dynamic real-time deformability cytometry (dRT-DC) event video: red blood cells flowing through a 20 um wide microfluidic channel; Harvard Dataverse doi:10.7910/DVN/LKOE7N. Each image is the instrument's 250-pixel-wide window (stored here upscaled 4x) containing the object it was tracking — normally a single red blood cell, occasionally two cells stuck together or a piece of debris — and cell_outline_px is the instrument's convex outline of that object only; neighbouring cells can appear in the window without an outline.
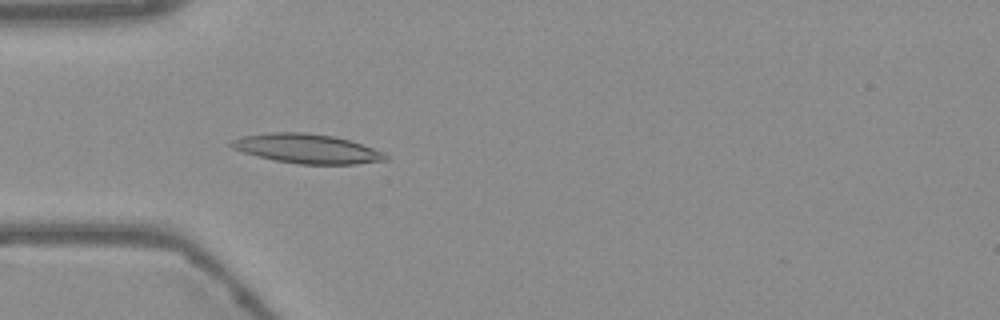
{"species": "Egyptian fruit bat (a non-hibernating species)", "species_latin": "Rousettus aegyptiacus", "temperature_condition": "warm", "stored_images_in_passage": 54, "camera_frame_rate_fps": 3000, "um_per_image_px": 0.085, "frame": {"image": 1, "passage_image": 16, "time_ms": 5.0, "image_size_px": [1000, 320], "cell_outline_px": [[388, 160], [356, 164], [300, 164], [272, 160], [256, 156], [232, 148], [228, 144], [232, 140], [240, 136], [268, 132], [308, 132], [332, 136], [348, 140], [384, 152], [388, 156]], "centroid_in_image_um": [26.05, 12.63], "position_along_channel_um": 59.0, "area_um2": 26.47}}
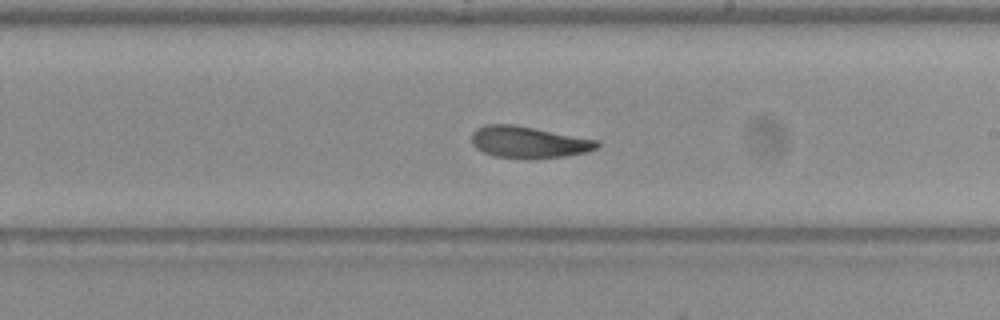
{"frame": {"image": 2, "passage_image": 31, "time_ms": 10.0, "image_size_px": [1000, 320], "cell_outline_px": [[600, 144], [596, 148], [588, 152], [564, 156], [536, 160], [532, 160], [496, 156], [484, 152], [476, 148], [472, 144], [472, 132], [476, 128], [484, 124], [512, 124], [600, 140]], "centroid_in_image_um": [44.94, 12.09], "position_along_channel_um": 244.1, "area_um2": 23.47}}
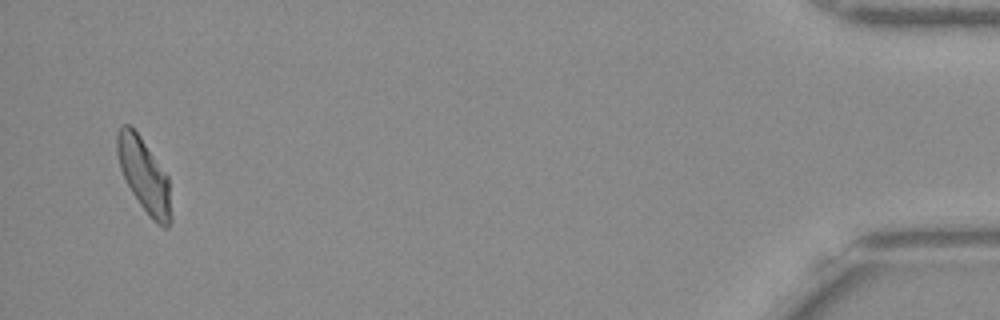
{"frame": {"image": 3, "passage_image": 52, "time_ms": 17.0, "image_size_px": [1000, 320], "cell_outline_px": [[172, 220], [168, 228], [164, 228], [140, 204], [132, 192], [120, 168], [116, 152], [116, 132], [124, 124], [128, 124], [140, 136], [168, 176], [172, 216]], "centroid_in_image_um": [12.25, 14.87], "position_along_channel_um": 422.9, "area_um2": 22.72}, "authors_computed_cell_mechanics": {"area_um2": 23.8136, "velocity_mm_per_s": 3.7531, "shape_relaxation_time_tau1_ms": 4.4981, "shape_relaxation_time_tau2_ms": 2.7944, "deformation_change_tau1": 0.1427, "deformation_change_tau2": 0.0884}}